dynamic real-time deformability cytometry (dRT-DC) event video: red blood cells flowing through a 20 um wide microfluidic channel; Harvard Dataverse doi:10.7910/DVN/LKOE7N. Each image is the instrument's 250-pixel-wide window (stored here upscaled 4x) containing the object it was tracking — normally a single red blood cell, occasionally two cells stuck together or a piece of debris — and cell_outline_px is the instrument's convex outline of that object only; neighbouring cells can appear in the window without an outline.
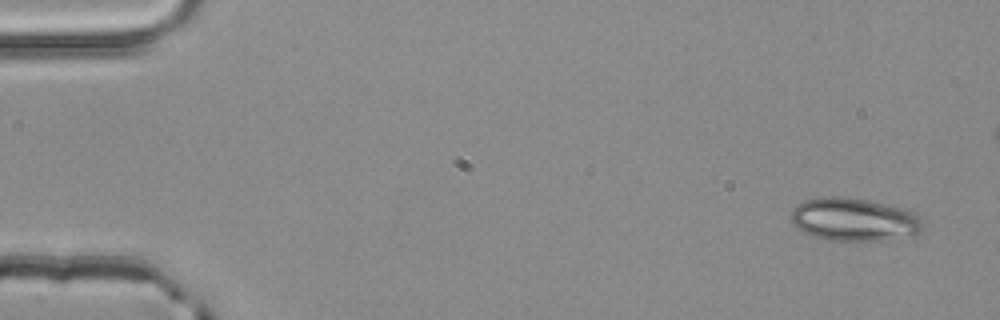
{"species": "common noctule bat (a hibernating species)", "species_latin": "Nyctalus noctula", "temperature_condition": "room temperature", "stored_images_in_passage": 3, "camera_frame_rate_fps": 3000, "um_per_image_px": 0.085, "animal": {"sex": "male", "body_mass_g": 20.4}, "frame": {"image": 1, "passage_image": 1, "time_ms": 0.0, "image_size_px": [1000, 320], "cell_outline_px": [[924, 224], [916, 236], [888, 240], [828, 240], [812, 236], [796, 228], [792, 224], [792, 208], [796, 204], [804, 200], [824, 196], [844, 196], [868, 200], [916, 212], [924, 220]], "centroid_in_image_um": [72.62, 18.66], "position_along_channel_um": 12.4, "area_um2": 33.52}}